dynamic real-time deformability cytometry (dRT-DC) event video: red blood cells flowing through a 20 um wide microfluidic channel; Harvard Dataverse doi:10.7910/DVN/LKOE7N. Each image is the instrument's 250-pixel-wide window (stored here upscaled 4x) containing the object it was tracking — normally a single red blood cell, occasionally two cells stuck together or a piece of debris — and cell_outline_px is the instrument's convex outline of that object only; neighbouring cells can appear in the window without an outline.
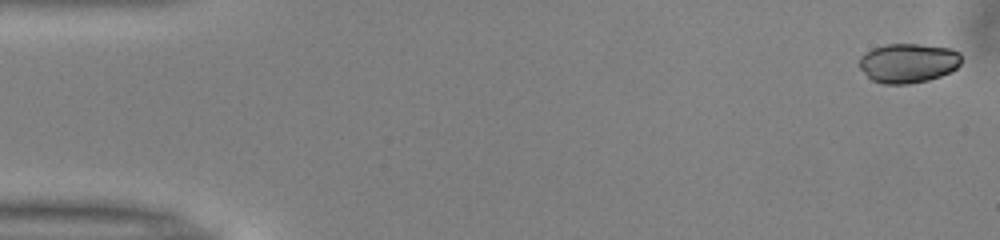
{"species": "common noctule bat (a hibernating species)", "species_latin": "Nyctalus noctula", "temperature_condition": "warm", "stored_images_in_passage": 41, "camera_frame_rate_fps": 3000, "um_per_image_px": 0.085, "animal": {"sex": "male", "body_mass_g": 13.0, "forearm_length_mm": 53.1}, "frame": {"image": 1, "passage_image": 1, "time_ms": 0.0, "image_size_px": [1000, 240], "cell_outline_px": [[960, 64], [952, 72], [928, 80], [908, 84], [884, 84], [872, 80], [860, 68], [860, 56], [864, 52], [872, 48], [884, 44], [920, 44], [952, 48], [960, 52]], "centroid_in_image_um": [77.2, 5.35], "position_along_channel_um": 7.8, "area_um2": 23.64}}
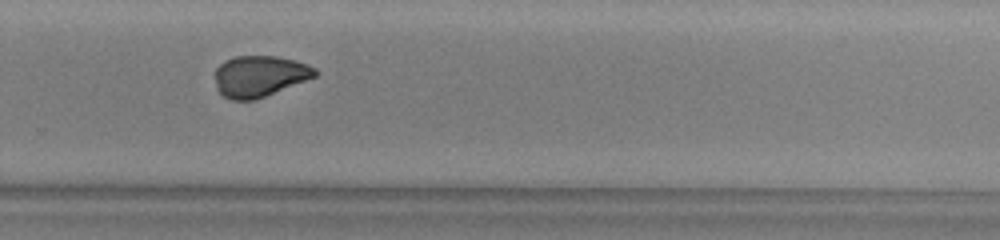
{"frame": {"image": 2, "passage_image": 34, "time_ms": 11.0, "image_size_px": [1000, 240], "cell_outline_px": [[320, 72], [316, 76], [256, 100], [232, 100], [224, 96], [216, 88], [216, 68], [224, 60], [236, 56], [276, 56], [308, 64], [316, 68]], "centroid_in_image_um": [22.07, 6.47], "position_along_channel_um": 307.7, "area_um2": 23.99}}
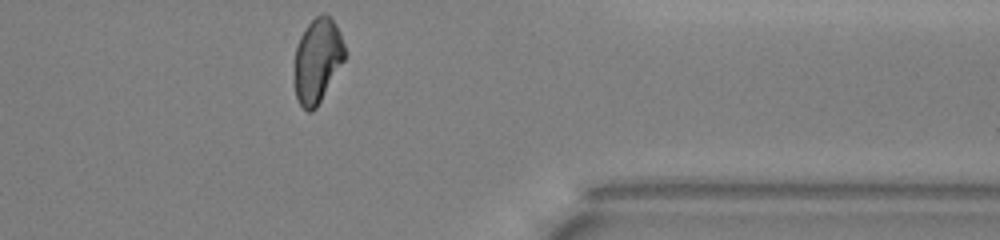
{"frame": {"image": 3, "passage_image": 41, "time_ms": 13.333, "image_size_px": [1000, 240], "cell_outline_px": [[348, 56], [316, 108], [312, 112], [308, 112], [300, 104], [296, 96], [296, 48], [300, 36], [308, 24], [316, 16], [324, 12], [336, 24], [340, 32], [348, 52]], "centroid_in_image_um": [27.05, 5.12], "position_along_channel_um": 384.4, "area_um2": 24.8}, "authors_computed_cell_mechanics": {"area_um2": 24.6228, "velocity_mm_per_s": 3.9998, "shape_relaxation_time_tau1_ms": 3.3551, "shape_relaxation_time_tau2_ms": 3.4296, "deformation_change_tau1": 0.1242, "deformation_change_tau2": 0.0734}}